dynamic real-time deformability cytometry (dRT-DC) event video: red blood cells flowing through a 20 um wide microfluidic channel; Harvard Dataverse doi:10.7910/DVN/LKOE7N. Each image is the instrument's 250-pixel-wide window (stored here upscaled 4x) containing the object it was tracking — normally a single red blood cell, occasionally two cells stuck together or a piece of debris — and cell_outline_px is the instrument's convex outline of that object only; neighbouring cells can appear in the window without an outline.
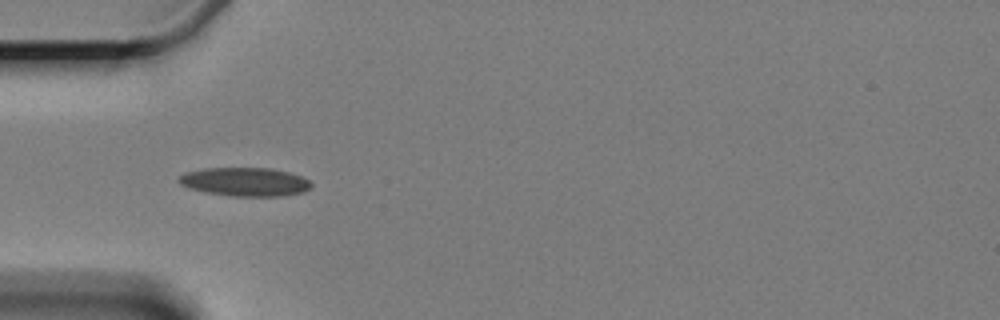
{"species": "Egyptian fruit bat (a non-hibernating species)", "species_latin": "Rousettus aegyptiacus", "temperature_condition": "cold", "stored_images_in_passage": 7, "camera_frame_rate_fps": 3000, "um_per_image_px": 0.085, "animal": {"sex": "female"}, "frame": {"image": 1, "passage_image": 6, "time_ms": 5.667, "image_size_px": [1000, 320], "cell_outline_px": [[312, 188], [304, 192], [288, 196], [228, 196], [204, 192], [188, 188], [180, 184], [176, 180], [184, 172], [204, 168], [268, 168], [288, 172], [300, 176], [308, 180], [312, 184]], "centroid_in_image_um": [20.81, 15.47], "position_along_channel_um": 64.2, "area_um2": 22.37}}
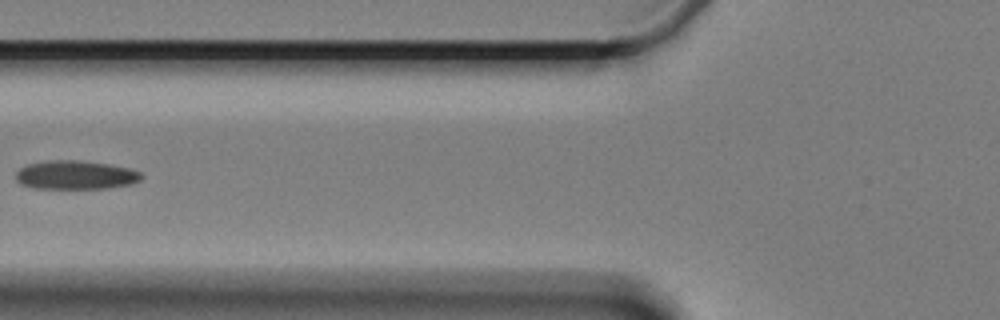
{"frame": {"image": 2, "passage_image": 7, "time_ms": 7.333, "image_size_px": [1000, 320], "cell_outline_px": [[144, 176], [140, 180], [132, 184], [108, 188], [32, 188], [20, 184], [16, 180], [16, 172], [20, 168], [28, 164], [52, 160], [76, 160], [108, 164], [128, 168], [140, 172]], "centroid_in_image_um": [6.42, 14.88], "position_along_channel_um": 119.4, "area_um2": 20.98}}